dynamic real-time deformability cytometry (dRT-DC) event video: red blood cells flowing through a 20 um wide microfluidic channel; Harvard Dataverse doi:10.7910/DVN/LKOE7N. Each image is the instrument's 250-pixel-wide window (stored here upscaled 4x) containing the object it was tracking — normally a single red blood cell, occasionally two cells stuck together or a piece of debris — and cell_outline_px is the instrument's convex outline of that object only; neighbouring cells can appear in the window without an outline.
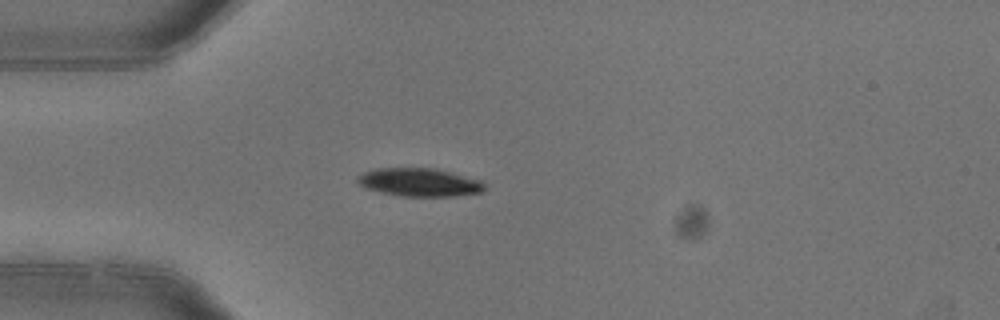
{"species": "common noctule bat (a hibernating species)", "species_latin": "Nyctalus noctula", "temperature_condition": "warm", "stored_images_in_passage": 2, "camera_frame_rate_fps": 3000, "um_per_image_px": 0.085, "animal": {"sex": "female"}, "frame": {"image": 1, "passage_image": 2, "time_ms": 0.333, "image_size_px": [1000, 320], "cell_outline_px": [[484, 192], [456, 196], [400, 196], [380, 192], [368, 188], [360, 184], [356, 180], [356, 176], [372, 168], [432, 168], [480, 180], [484, 184]], "centroid_in_image_um": [35.62, 15.5], "position_along_channel_um": 49.4, "area_um2": 20.75}}